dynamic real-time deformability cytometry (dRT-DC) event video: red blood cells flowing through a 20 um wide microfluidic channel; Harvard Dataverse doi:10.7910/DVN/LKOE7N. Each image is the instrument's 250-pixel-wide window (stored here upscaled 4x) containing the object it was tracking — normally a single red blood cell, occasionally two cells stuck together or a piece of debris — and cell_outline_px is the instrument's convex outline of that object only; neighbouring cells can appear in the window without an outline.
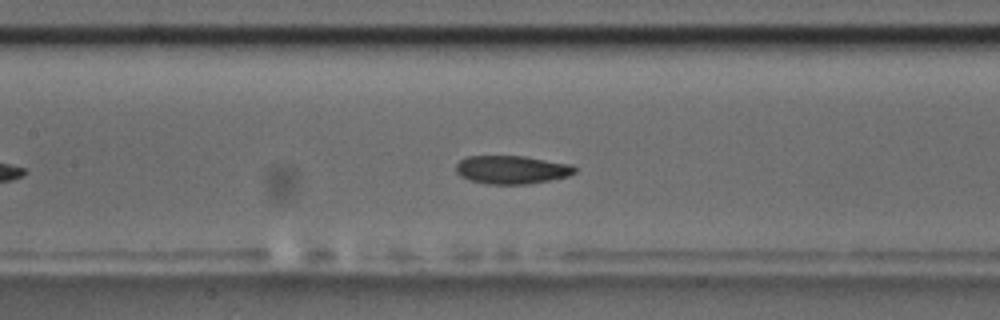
{"species": "common noctule bat (a hibernating species)", "species_latin": "Nyctalus noctula", "temperature_condition": "room temperature", "stored_images_in_passage": 34, "camera_frame_rate_fps": 3000, "um_per_image_px": 0.085, "animal": {"sex": "male", "body_mass_g": 17.5, "forearm_length_mm": 52.3}, "frame": {"image": 1, "passage_image": 16, "time_ms": 5.0, "image_size_px": [1000, 320], "cell_outline_px": [[576, 172], [568, 176], [528, 184], [488, 184], [468, 180], [460, 176], [456, 172], [456, 164], [464, 156], [524, 156], [572, 164], [576, 168]], "centroid_in_image_um": [43.47, 14.42], "position_along_channel_um": 163.9, "area_um2": 19.71}}
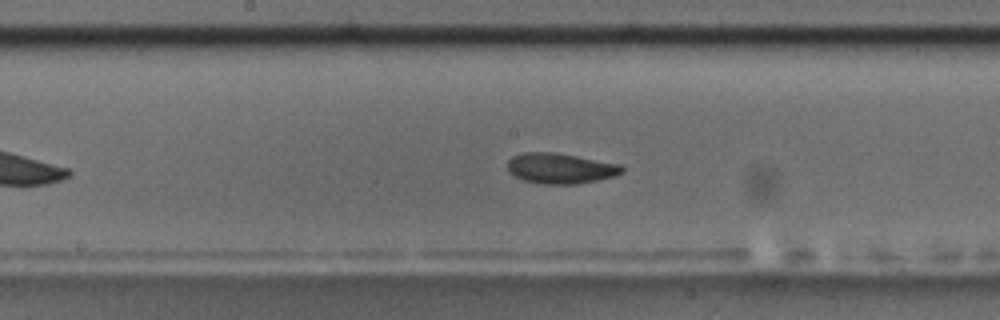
{"frame": {"image": 2, "passage_image": 19, "time_ms": 6.0, "image_size_px": [1000, 320], "cell_outline_px": [[624, 172], [616, 176], [576, 184], [536, 184], [524, 180], [508, 172], [508, 160], [512, 156], [524, 152], [556, 152], [620, 164], [624, 168]], "centroid_in_image_um": [47.63, 14.31], "position_along_channel_um": 200.6, "area_um2": 20.46}}
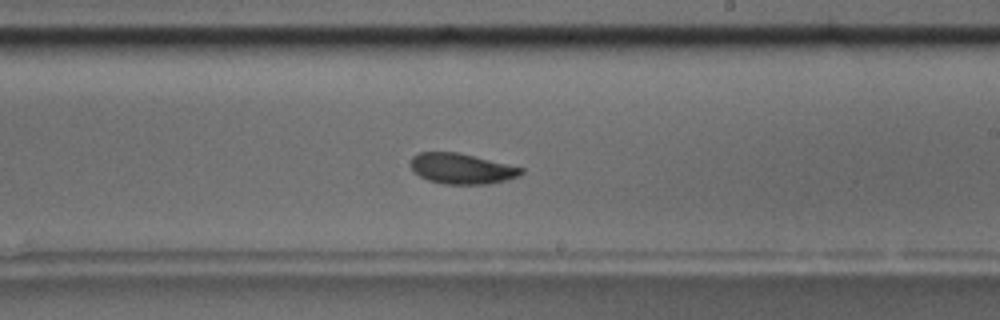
{"frame": {"image": 3, "passage_image": 23, "time_ms": 7.333, "image_size_px": [1000, 320], "cell_outline_px": [[524, 172], [520, 176], [508, 180], [488, 184], [444, 184], [428, 180], [420, 176], [408, 164], [408, 160], [412, 156], [420, 152], [456, 152], [524, 168]], "centroid_in_image_um": [39.23, 14.34], "position_along_channel_um": 249.8, "area_um2": 19.71}, "authors_computed_cell_mechanics": {"area_um2": 19.7965, "velocity_mm_per_s": 3.6988, "shape_relaxation_time_tau1_ms": 3.4921, "shape_relaxation_time_tau2_ms": 2.4887, "deformation_change_tau1": 0.1283, "deformation_change_tau2": 0.0741}}